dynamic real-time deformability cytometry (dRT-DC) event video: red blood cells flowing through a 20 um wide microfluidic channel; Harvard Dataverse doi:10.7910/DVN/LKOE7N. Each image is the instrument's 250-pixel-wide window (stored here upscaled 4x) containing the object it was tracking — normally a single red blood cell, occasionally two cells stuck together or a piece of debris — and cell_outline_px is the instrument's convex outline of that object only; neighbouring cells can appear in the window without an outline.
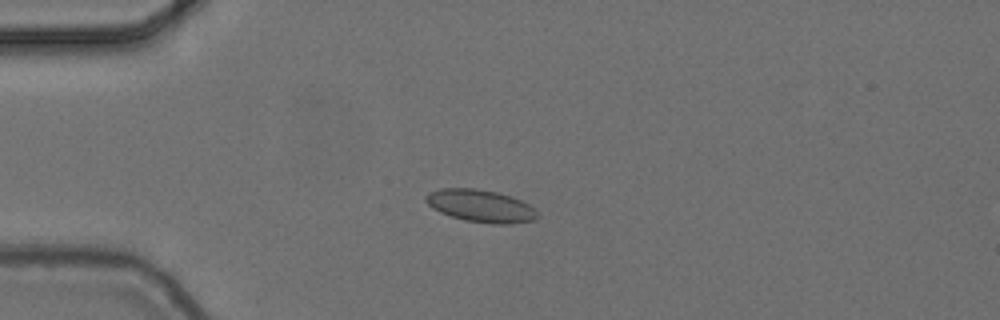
{"species": "common noctule bat (a hibernating species)", "species_latin": "Nyctalus noctula", "temperature_condition": "cold", "stored_images_in_passage": 8, "camera_frame_rate_fps": 3000, "um_per_image_px": 0.085, "animal": {"sex": "female", "body_mass_g": 24.6, "forearm_length_mm": 56.2}, "frame": {"image": 1, "passage_image": 4, "time_ms": 1.0, "image_size_px": [1000, 320], "cell_outline_px": [[540, 216], [536, 220], [512, 224], [492, 224], [464, 220], [440, 212], [432, 208], [424, 200], [424, 196], [428, 192], [440, 188], [476, 188], [496, 192], [512, 196], [528, 204]], "centroid_in_image_um": [40.84, 17.5], "position_along_channel_um": 44.2, "area_um2": 21.27}}
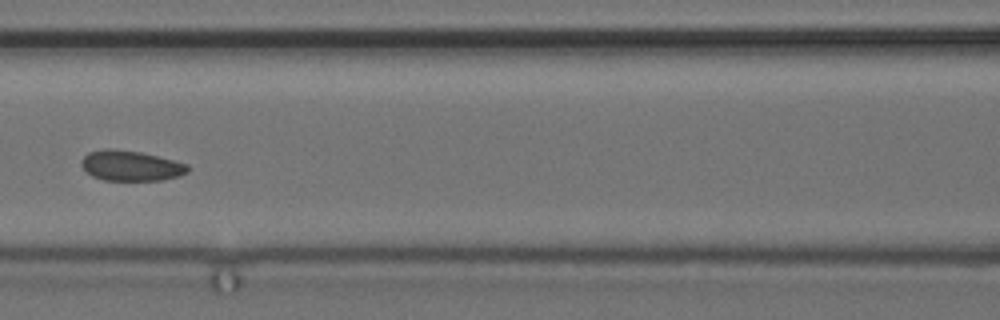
{"frame": {"image": 2, "passage_image": 7, "time_ms": 2.0, "image_size_px": [1000, 320], "cell_outline_px": [[188, 172], [180, 176], [164, 180], [104, 180], [92, 176], [80, 164], [80, 160], [88, 152], [104, 148], [112, 148], [140, 152], [188, 164]], "centroid_in_image_um": [11.1, 14.08], "position_along_channel_um": 155.5, "area_um2": 18.79}}
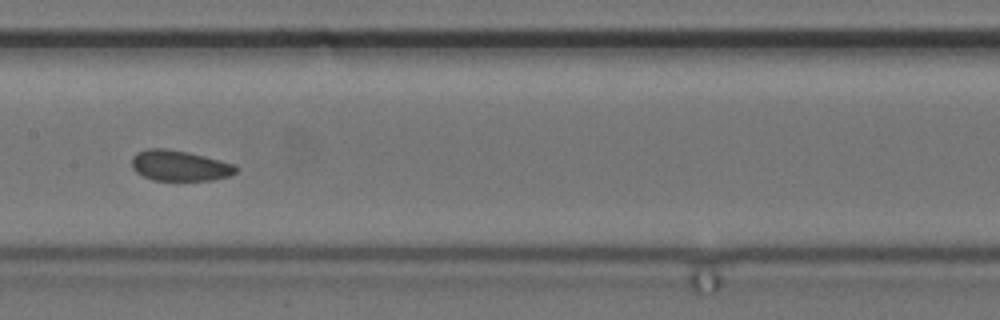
{"frame": {"image": 3, "passage_image": 8, "time_ms": 2.333, "image_size_px": [1000, 320], "cell_outline_px": [[240, 168], [236, 172], [228, 176], [212, 180], [152, 180], [136, 172], [132, 168], [132, 156], [136, 152], [148, 148], [168, 148], [188, 152], [236, 164]], "centroid_in_image_um": [15.27, 14.07], "position_along_channel_um": 192.1, "area_um2": 18.73}}